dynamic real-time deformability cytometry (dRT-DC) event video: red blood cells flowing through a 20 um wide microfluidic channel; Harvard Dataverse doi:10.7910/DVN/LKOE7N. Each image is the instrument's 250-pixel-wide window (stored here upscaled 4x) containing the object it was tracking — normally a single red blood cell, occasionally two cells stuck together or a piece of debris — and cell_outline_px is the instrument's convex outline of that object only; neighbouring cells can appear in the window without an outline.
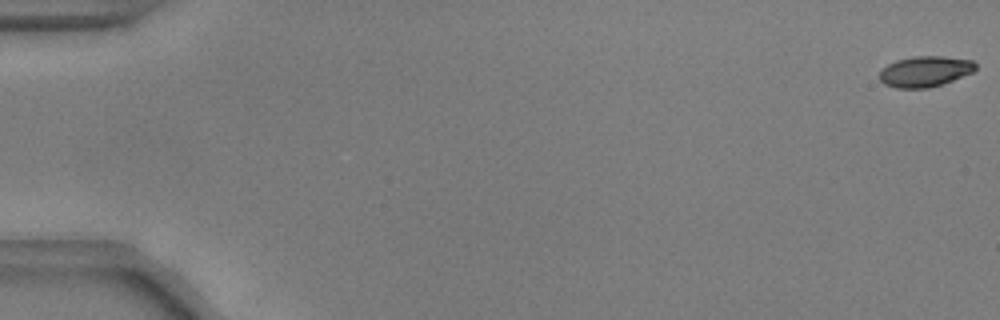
{"species": "common noctule bat (a hibernating species)", "species_latin": "Nyctalus noctula", "temperature_condition": "warm", "stored_images_in_passage": 10, "camera_frame_rate_fps": 3000, "um_per_image_px": 0.085, "animal": {"sex": "male", "body_mass_g": 17.9, "forearm_length_mm": 54.2}, "frame": {"image": 1, "passage_image": 1, "time_ms": 0.0, "image_size_px": [1000, 320], "cell_outline_px": [[976, 68], [972, 72], [952, 80], [928, 88], [896, 88], [884, 84], [880, 80], [880, 72], [888, 64], [896, 60], [912, 56], [944, 56], [972, 60], [976, 64]], "centroid_in_image_um": [78.61, 6.06], "position_along_channel_um": 6.4, "area_um2": 17.05}}